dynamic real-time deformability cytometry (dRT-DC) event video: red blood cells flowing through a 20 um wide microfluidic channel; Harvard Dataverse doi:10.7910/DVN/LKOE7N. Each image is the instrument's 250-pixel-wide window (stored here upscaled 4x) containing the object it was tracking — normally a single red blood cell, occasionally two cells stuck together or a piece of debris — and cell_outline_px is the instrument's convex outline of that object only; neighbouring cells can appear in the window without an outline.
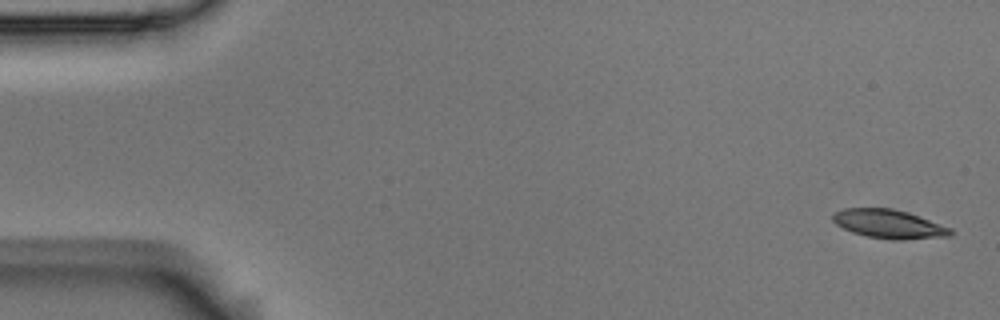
{"species": "Egyptian fruit bat (a non-hibernating species)", "species_latin": "Rousettus aegyptiacus", "temperature_condition": "room temperature", "stored_images_in_passage": 5, "camera_frame_rate_fps": 3000, "um_per_image_px": 0.085, "animal": {"sex": "male"}, "frame": {"image": 1, "passage_image": 1, "time_ms": 0.0, "image_size_px": [1000, 320], "cell_outline_px": [[956, 232], [952, 236], [900, 240], [892, 240], [868, 236], [852, 232], [836, 224], [832, 220], [832, 216], [836, 212], [844, 208], [892, 208], [908, 212], [952, 228]], "centroid_in_image_um": [75.61, 19.04], "position_along_channel_um": 9.4, "area_um2": 19.83}}
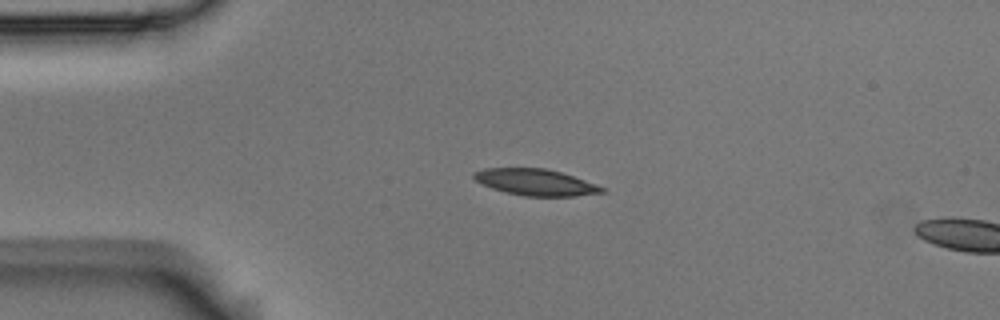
{"frame": {"image": 2, "passage_image": 4, "time_ms": 1.0, "image_size_px": [1000, 320], "cell_outline_px": [[608, 188], [604, 192], [576, 196], [524, 196], [504, 192], [480, 184], [472, 176], [472, 172], [484, 168], [544, 168], [560, 172]], "centroid_in_image_um": [45.5, 15.49], "position_along_channel_um": 39.5, "area_um2": 19.77}}